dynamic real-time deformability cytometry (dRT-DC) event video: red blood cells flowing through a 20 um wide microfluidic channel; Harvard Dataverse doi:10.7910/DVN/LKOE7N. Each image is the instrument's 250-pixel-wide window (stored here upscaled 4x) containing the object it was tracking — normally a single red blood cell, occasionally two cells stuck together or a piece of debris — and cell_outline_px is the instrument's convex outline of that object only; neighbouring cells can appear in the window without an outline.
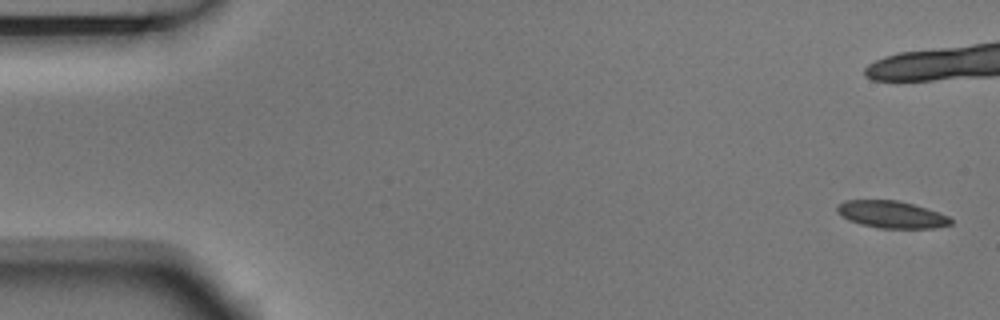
{"species": "Egyptian fruit bat (a non-hibernating species)", "species_latin": "Rousettus aegyptiacus", "temperature_condition": "room temperature", "stored_images_in_passage": 8, "camera_frame_rate_fps": 3000, "um_per_image_px": 0.085, "animal": {"sex": "male"}, "frame": {"image": 1, "passage_image": 1, "time_ms": 0.0, "image_size_px": [1000, 320], "cell_outline_px": [[952, 224], [932, 228], [880, 228], [860, 224], [848, 220], [840, 216], [836, 212], [836, 208], [844, 200], [896, 200], [912, 204], [948, 216], [952, 220]], "centroid_in_image_um": [75.72, 18.23], "position_along_channel_um": 9.3, "area_um2": 17.8}}
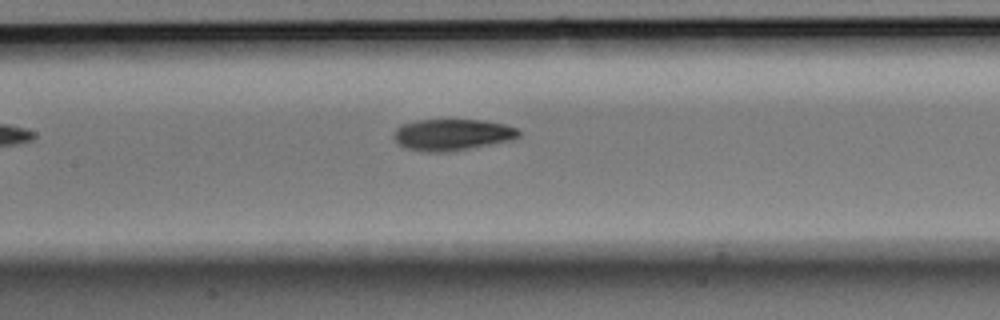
{"frame": {"image": 2, "passage_image": 8, "time_ms": 2.333, "image_size_px": [1000, 320], "cell_outline_px": [[520, 136], [508, 140], [452, 152], [424, 152], [404, 148], [392, 136], [392, 132], [400, 124], [416, 120], [484, 120], [504, 124], [516, 128], [520, 132]], "centroid_in_image_um": [38.37, 11.45], "position_along_channel_um": 169.0, "area_um2": 23.0}}